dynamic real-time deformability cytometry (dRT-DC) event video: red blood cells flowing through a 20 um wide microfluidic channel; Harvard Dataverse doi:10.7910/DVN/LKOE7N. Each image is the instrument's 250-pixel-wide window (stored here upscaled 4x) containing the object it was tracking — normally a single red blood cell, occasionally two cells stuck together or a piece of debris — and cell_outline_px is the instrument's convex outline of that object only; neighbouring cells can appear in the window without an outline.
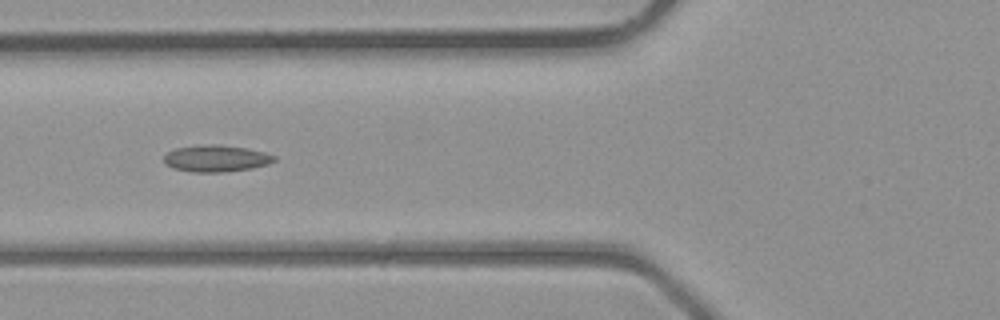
{"species": "common noctule bat (a hibernating species)", "species_latin": "Nyctalus noctula", "temperature_condition": "room temperature", "stored_images_in_passage": 4, "camera_frame_rate_fps": 3000, "um_per_image_px": 0.085, "animal": {"sex": "male", "body_mass_g": 23.1, "forearm_length_mm": 52.7}, "frame": {"image": 1, "passage_image": 4, "time_ms": 3.333, "image_size_px": [1000, 320], "cell_outline_px": [[276, 160], [268, 164], [252, 168], [224, 172], [192, 172], [172, 168], [164, 164], [164, 156], [168, 152], [176, 148], [200, 144], [220, 144], [248, 148], [264, 152], [276, 156]], "centroid_in_image_um": [18.36, 13.46], "position_along_channel_um": 107.4, "area_um2": 17.4}}